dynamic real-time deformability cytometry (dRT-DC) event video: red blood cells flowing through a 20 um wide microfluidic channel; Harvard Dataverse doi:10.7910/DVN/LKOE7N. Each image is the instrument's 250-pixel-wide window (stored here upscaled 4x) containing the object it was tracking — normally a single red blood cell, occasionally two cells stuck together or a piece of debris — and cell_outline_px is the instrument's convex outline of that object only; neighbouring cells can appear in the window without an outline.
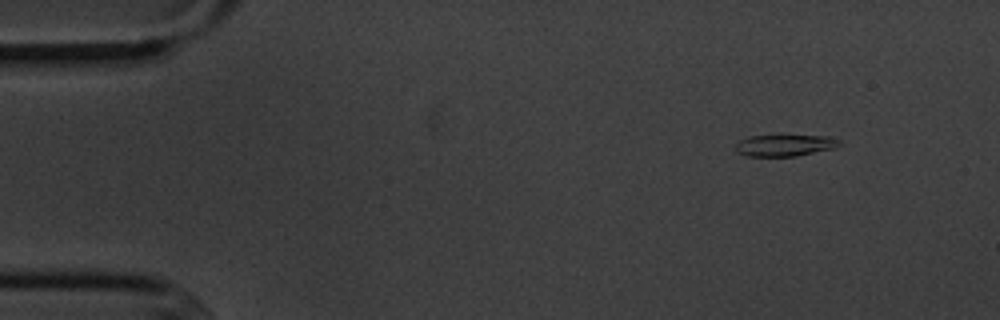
{"species": "common noctule bat (a hibernating species)", "species_latin": "Nyctalus noctula", "temperature_condition": "cold", "stored_images_in_passage": 6, "camera_frame_rate_fps": 3000, "um_per_image_px": 0.085, "animal": {"sex": "male", "body_mass_g": 20.1, "forearm_length_mm": 53.5}, "frame": {"image": 1, "passage_image": 2, "time_ms": 1.0, "image_size_px": [1000, 320], "cell_outline_px": [[840, 144], [836, 148], [796, 156], [748, 156], [736, 152], [736, 144], [740, 140], [748, 136], [828, 136], [840, 140]], "centroid_in_image_um": [66.71, 12.36], "position_along_channel_um": 18.3, "area_um2": 12.95}}
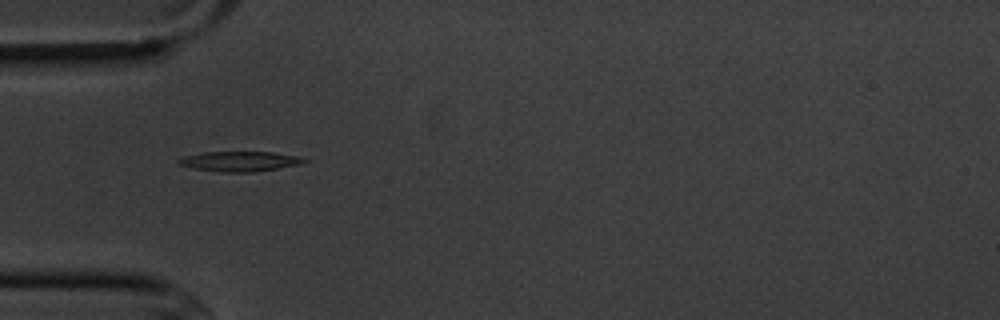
{"frame": {"image": 2, "passage_image": 5, "time_ms": 4.667, "image_size_px": [1000, 320], "cell_outline_px": [[308, 160], [300, 164], [252, 172], [220, 172], [192, 168], [176, 164], [176, 160], [184, 156], [204, 152], [272, 152], [300, 156]], "centroid_in_image_um": [20.33, 13.71], "position_along_channel_um": 64.7, "area_um2": 14.62}}
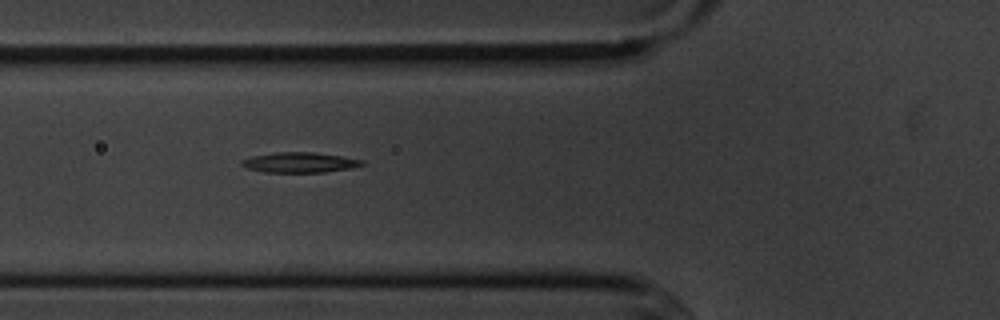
{"frame": {"image": 3, "passage_image": 6, "time_ms": 5.667, "image_size_px": [1000, 320], "cell_outline_px": [[364, 164], [352, 168], [324, 172], [264, 172], [244, 168], [240, 164], [240, 160], [252, 156], [276, 152], [312, 152], [340, 156], [364, 160]], "centroid_in_image_um": [25.42, 13.81], "position_along_channel_um": 100.4, "area_um2": 14.22}}